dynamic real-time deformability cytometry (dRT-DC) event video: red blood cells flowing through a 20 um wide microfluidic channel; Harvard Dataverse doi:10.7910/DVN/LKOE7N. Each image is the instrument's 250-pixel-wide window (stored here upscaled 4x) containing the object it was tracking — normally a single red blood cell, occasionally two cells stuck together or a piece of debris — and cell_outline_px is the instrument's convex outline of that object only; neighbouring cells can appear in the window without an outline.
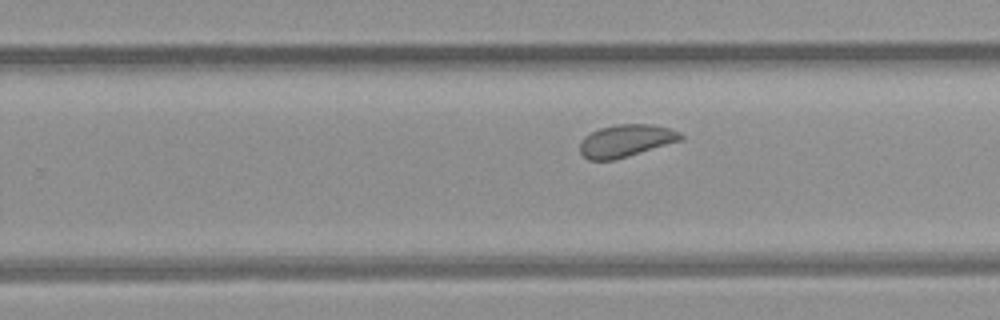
{"species": "common noctule bat (a hibernating species)", "species_latin": "Nyctalus noctula", "temperature_condition": "room temperature", "stored_images_in_passage": 11, "camera_frame_rate_fps": 3000, "um_per_image_px": 0.085, "animal": {"sex": "female", "body_mass_g": 21.9}, "frame": {"image": 1, "passage_image": 10, "time_ms": 3.0, "image_size_px": [1000, 320], "cell_outline_px": [[684, 140], [616, 160], [588, 160], [580, 152], [580, 144], [584, 136], [600, 128], [616, 124], [648, 124], [668, 128], [680, 132], [684, 136]], "centroid_in_image_um": [53.23, 11.97], "position_along_channel_um": 276.6, "area_um2": 19.19}}